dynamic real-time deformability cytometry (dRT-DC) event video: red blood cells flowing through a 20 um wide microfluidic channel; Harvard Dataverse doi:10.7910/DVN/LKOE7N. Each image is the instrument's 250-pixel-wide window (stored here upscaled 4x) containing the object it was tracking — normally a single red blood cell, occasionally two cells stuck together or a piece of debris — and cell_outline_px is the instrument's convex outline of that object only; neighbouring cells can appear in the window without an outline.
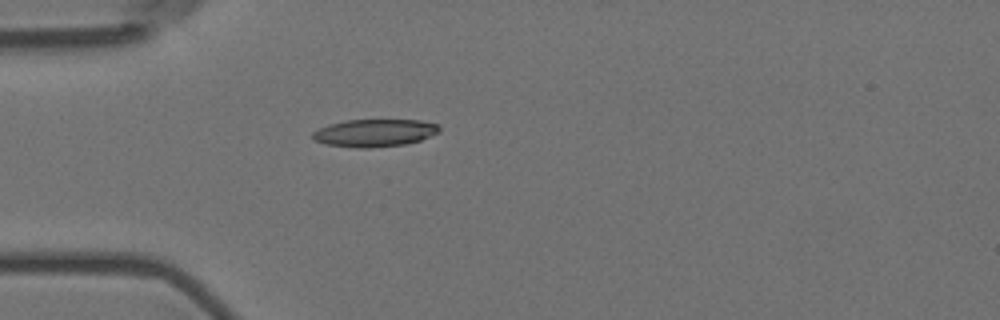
{"species": "Egyptian fruit bat (a non-hibernating species)", "species_latin": "Rousettus aegyptiacus", "temperature_condition": "room temperature", "stored_images_in_passage": 1, "camera_frame_rate_fps": 3000, "um_per_image_px": 0.085, "animal": {"sex": "female"}, "frame": {"image": 1, "passage_image": 1, "time_ms": 0.0, "image_size_px": [1000, 320], "cell_outline_px": [[440, 132], [420, 140], [404, 144], [368, 148], [360, 148], [328, 144], [316, 140], [312, 136], [312, 132], [328, 124], [348, 120], [420, 120], [440, 124]], "centroid_in_image_um": [31.89, 11.28], "position_along_channel_um": 53.1, "area_um2": 20.17}}